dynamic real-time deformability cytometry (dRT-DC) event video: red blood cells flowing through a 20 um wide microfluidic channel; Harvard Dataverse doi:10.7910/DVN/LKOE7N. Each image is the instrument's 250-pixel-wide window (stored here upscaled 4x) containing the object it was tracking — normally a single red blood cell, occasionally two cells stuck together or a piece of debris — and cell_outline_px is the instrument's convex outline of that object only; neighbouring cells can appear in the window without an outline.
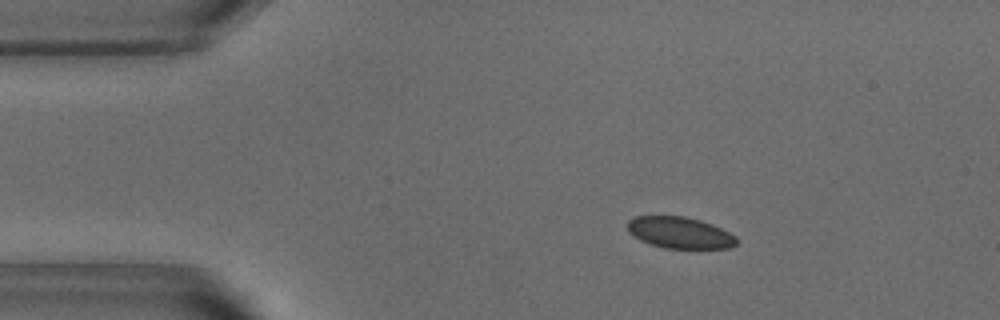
{"species": "common noctule bat (a hibernating species)", "species_latin": "Nyctalus noctula", "temperature_condition": "warm", "stored_images_in_passage": 45, "camera_frame_rate_fps": 3000, "um_per_image_px": 0.085, "animal": {"sex": "male", "body_mass_g": 18.8}, "frame": {"image": 1, "passage_image": 1, "time_ms": 0.0, "image_size_px": [1000, 320], "cell_outline_px": [[736, 244], [728, 248], [664, 248], [640, 240], [628, 232], [628, 220], [636, 216], [684, 216], [700, 220], [712, 224], [736, 236]], "centroid_in_image_um": [57.77, 19.77], "position_along_channel_um": 27.2, "area_um2": 19.83}}
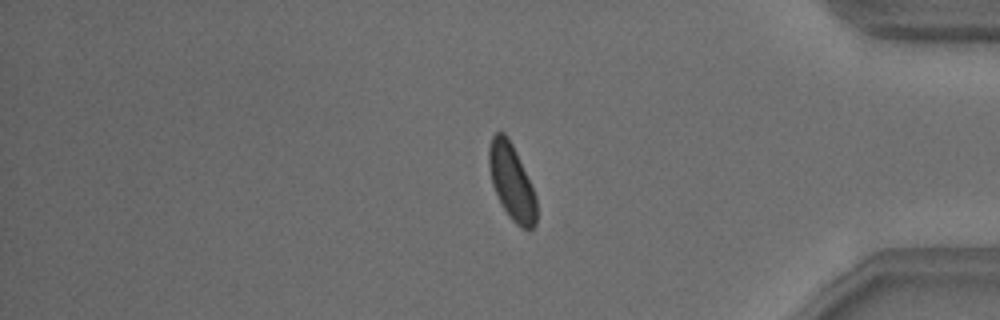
{"frame": {"image": 2, "passage_image": 36, "time_ms": 11.667, "image_size_px": [1000, 320], "cell_outline_px": [[536, 224], [528, 232], [516, 224], [508, 216], [500, 204], [492, 184], [488, 164], [488, 148], [492, 136], [496, 132], [504, 132], [508, 136], [516, 152], [536, 196]], "centroid_in_image_um": [43.47, 15.49], "position_along_channel_um": 391.7, "area_um2": 21.1}}
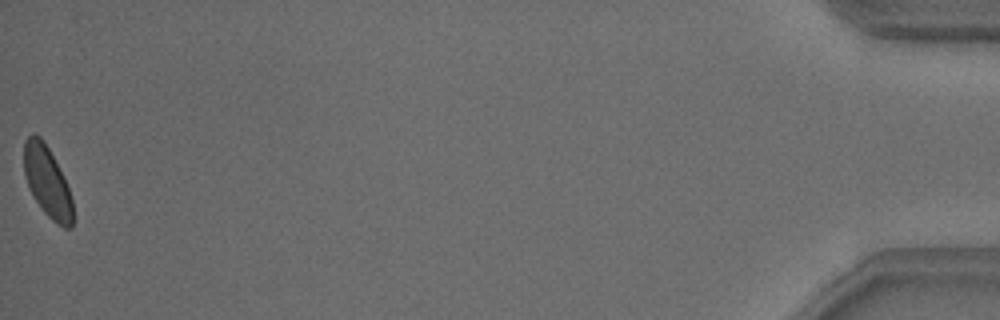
{"frame": {"image": 3, "passage_image": 45, "time_ms": 14.667, "image_size_px": [1000, 320], "cell_outline_px": [[72, 228], [64, 228], [56, 224], [44, 212], [28, 188], [24, 176], [24, 140], [32, 132], [40, 136], [44, 140], [68, 188], [72, 200]], "centroid_in_image_um": [3.98, 15.44], "position_along_channel_um": 431.2, "area_um2": 19.88}, "authors_computed_cell_mechanics": {"area_um2": 21.097, "velocity_mm_per_s": 3.7971, "shape_relaxation_time_tau1_ms": 1.9228, "shape_relaxation_time_tau2_ms": null, "deformation_change_tau1": 0.0577, "deformation_change_tau2": null}}